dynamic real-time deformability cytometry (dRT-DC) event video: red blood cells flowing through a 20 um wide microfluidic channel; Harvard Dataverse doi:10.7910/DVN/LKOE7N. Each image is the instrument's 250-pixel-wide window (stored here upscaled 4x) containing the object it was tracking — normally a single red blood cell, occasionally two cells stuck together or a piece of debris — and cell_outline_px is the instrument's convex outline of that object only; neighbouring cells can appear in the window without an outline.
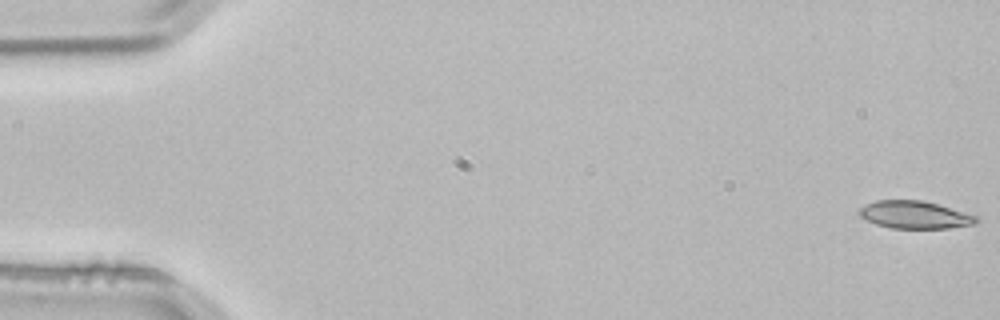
{"species": "common noctule bat (a hibernating species)", "species_latin": "Nyctalus noctula", "temperature_condition": "room temperature", "stored_images_in_passage": 3, "segment_of_instrument_passage": [2, 2], "camera_frame_rate_fps": 3000, "um_per_image_px": 0.085, "animal": {"sex": "male", "body_mass_g": 21.5, "forearm_length_mm": 52.0}, "frame": {"image": 1, "passage_image": 3, "time_ms": 0.667, "image_size_px": [1000, 320], "cell_outline_px": [[980, 220], [976, 224], [948, 228], [888, 228], [876, 224], [860, 216], [856, 212], [860, 208], [876, 200], [920, 200], [936, 204], [976, 216]], "centroid_in_image_um": [77.73, 18.27], "position_along_channel_um": 7.3, "area_um2": 18.61}}